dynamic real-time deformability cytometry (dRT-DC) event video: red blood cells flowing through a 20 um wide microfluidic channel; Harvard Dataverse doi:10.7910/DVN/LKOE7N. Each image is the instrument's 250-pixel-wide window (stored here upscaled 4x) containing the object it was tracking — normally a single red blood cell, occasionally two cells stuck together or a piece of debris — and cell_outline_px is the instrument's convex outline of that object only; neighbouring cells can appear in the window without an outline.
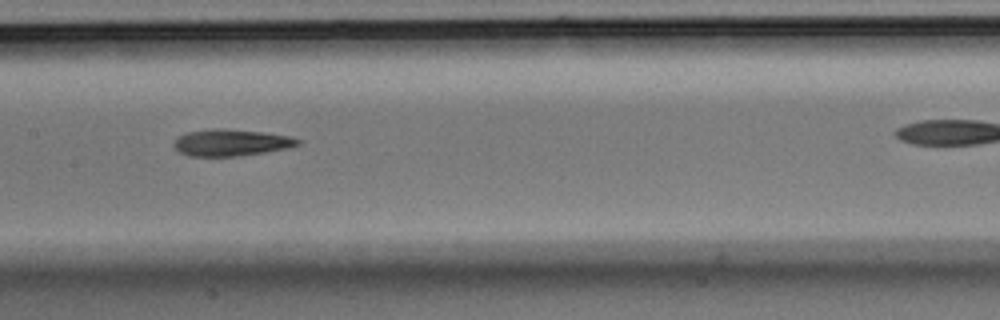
{"species": "Egyptian fruit bat (a non-hibernating species)", "species_latin": "Rousettus aegyptiacus", "temperature_condition": "room temperature", "stored_images_in_passage": 12, "camera_frame_rate_fps": 3000, "um_per_image_px": 0.085, "animal": {"sex": "male"}, "frame": {"image": 1, "passage_image": 7, "time_ms": 2.0, "image_size_px": [1000, 320], "cell_outline_px": [[300, 144], [288, 148], [264, 152], [236, 156], [188, 156], [180, 152], [172, 144], [180, 136], [188, 132], [216, 128], [264, 132], [292, 136], [300, 140]], "centroid_in_image_um": [19.67, 12.12], "position_along_channel_um": 187.7, "area_um2": 19.07}}